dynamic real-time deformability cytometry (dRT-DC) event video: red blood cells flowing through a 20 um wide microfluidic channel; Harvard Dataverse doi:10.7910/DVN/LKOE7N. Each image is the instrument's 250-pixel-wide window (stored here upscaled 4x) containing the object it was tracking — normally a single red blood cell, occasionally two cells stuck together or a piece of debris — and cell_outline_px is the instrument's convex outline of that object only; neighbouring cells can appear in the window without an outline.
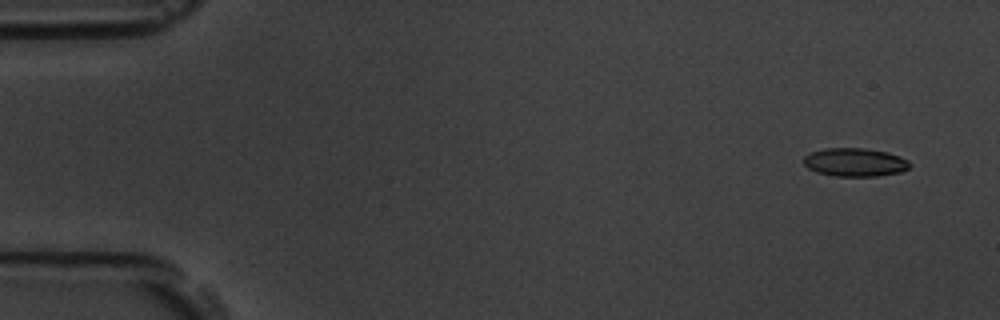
{"species": "common noctule bat (a hibernating species)", "species_latin": "Nyctalus noctula", "temperature_condition": "room temperature", "stored_images_in_passage": 5, "camera_frame_rate_fps": 3000, "um_per_image_px": 0.085, "animal": {"sex": "male", "body_mass_g": 19.5, "forearm_length_mm": 54.6}, "frame": {"image": 1, "passage_image": 1, "time_ms": 0.0, "image_size_px": [1000, 320], "cell_outline_px": [[912, 164], [908, 168], [900, 172], [876, 176], [836, 176], [816, 172], [808, 168], [804, 164], [804, 156], [812, 152], [824, 148], [864, 148], [888, 152], [900, 156], [908, 160]], "centroid_in_image_um": [72.68, 13.79], "position_along_channel_um": 12.3, "area_um2": 17.57}}
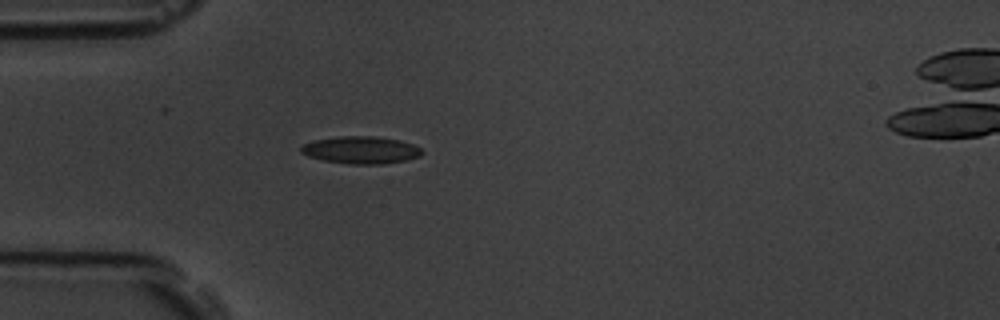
{"frame": {"image": 2, "passage_image": 4, "time_ms": 4.333, "image_size_px": [1000, 320], "cell_outline_px": [[424, 152], [420, 156], [404, 160], [384, 164], [348, 164], [324, 160], [308, 156], [300, 152], [300, 148], [304, 144], [312, 140], [340, 136], [376, 136], [400, 140], [412, 144], [420, 148]], "centroid_in_image_um": [30.67, 12.74], "position_along_channel_um": 54.3, "area_um2": 19.31}}